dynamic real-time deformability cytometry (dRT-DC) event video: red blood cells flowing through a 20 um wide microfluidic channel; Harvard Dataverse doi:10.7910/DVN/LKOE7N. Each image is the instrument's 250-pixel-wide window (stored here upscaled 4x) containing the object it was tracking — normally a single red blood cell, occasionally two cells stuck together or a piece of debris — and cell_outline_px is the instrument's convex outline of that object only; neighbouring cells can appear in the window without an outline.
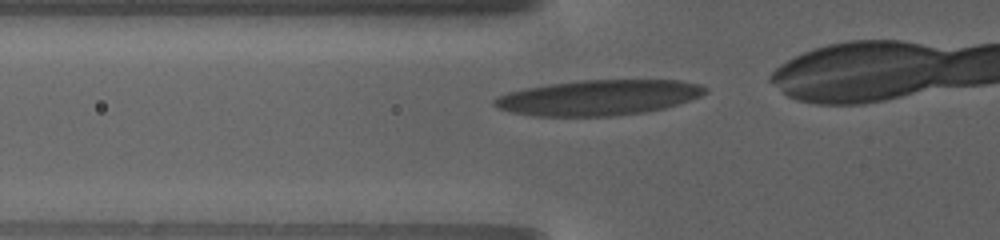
{"species": "human", "species_latin": "Homo sapiens", "temperature_condition": "warm", "stored_images_in_passage": 19, "camera_frame_rate_fps": 3000, "um_per_image_px": 0.085, "donor": {"sex": "female"}, "frame": {"image": 1, "passage_image": 2, "time_ms": 0.333, "image_size_px": [1000, 240], "cell_outline_px": [[708, 92], [700, 96], [664, 108], [644, 112], [612, 116], [536, 116], [512, 112], [496, 108], [492, 104], [492, 100], [496, 96], [508, 92], [524, 88], [548, 84], [580, 80], [680, 80], [700, 84], [708, 88]], "centroid_in_image_um": [50.84, 8.29], "position_along_channel_um": 75.0, "area_um2": 43.58}}
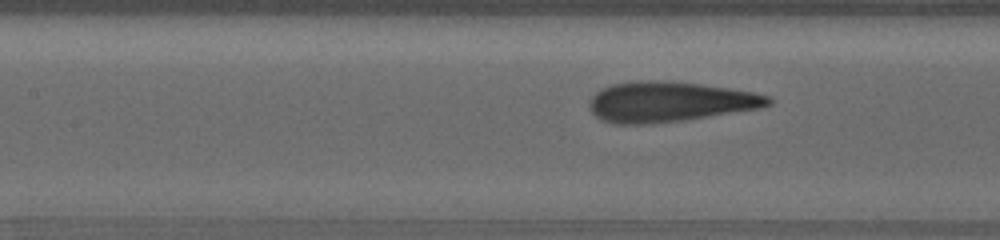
{"frame": {"image": 2, "passage_image": 10, "time_ms": 3.0, "image_size_px": [1000, 240], "cell_outline_px": [[772, 104], [760, 108], [680, 120], [644, 124], [616, 124], [604, 120], [596, 116], [592, 112], [588, 104], [588, 100], [600, 88], [612, 84], [640, 80], [664, 80], [700, 84], [728, 88], [752, 92], [772, 96]], "centroid_in_image_um": [56.88, 8.63], "position_along_channel_um": 150.5, "area_um2": 41.73}}
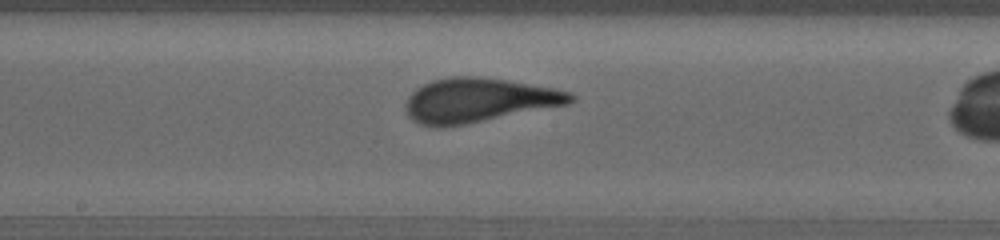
{"frame": {"image": 3, "passage_image": 17, "time_ms": 5.0, "image_size_px": [1000, 240], "cell_outline_px": [[576, 96], [568, 104], [464, 124], [420, 124], [408, 116], [404, 104], [408, 96], [416, 88], [432, 80], [452, 76], [480, 76], [508, 80], [552, 88], [568, 92]], "centroid_in_image_um": [40.66, 8.48], "position_along_channel_um": 207.5, "area_um2": 41.56}}